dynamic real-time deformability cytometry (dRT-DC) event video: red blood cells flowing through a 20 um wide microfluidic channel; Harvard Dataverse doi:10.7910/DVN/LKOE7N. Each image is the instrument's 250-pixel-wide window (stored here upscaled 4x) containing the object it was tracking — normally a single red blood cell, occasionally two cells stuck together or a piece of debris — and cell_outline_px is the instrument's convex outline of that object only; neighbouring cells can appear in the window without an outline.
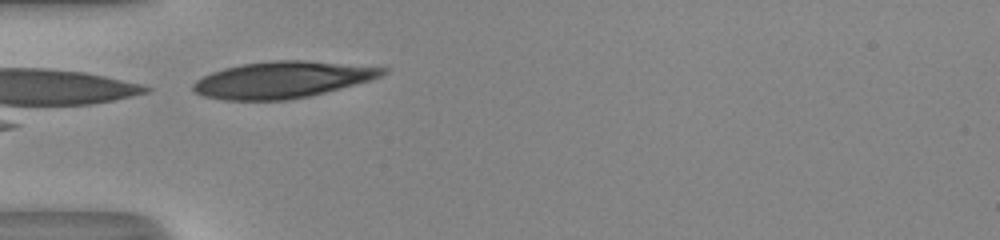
{"species": "human", "species_latin": "Homo sapiens", "temperature_condition": "room temperature", "stored_images_in_passage": 31, "camera_frame_rate_fps": 3000, "um_per_image_px": 0.085, "donor": {"sex": "male"}, "frame": {"image": 1, "passage_image": 1, "time_ms": 0.0, "image_size_px": [1000, 240], "cell_outline_px": [[388, 72], [380, 76], [368, 80], [340, 88], [308, 96], [288, 100], [224, 100], [204, 96], [196, 92], [192, 88], [192, 84], [196, 80], [212, 72], [224, 68], [240, 64], [268, 60], [300, 60], [388, 68]], "centroid_in_image_um": [23.94, 6.77], "position_along_channel_um": 61.1, "area_um2": 39.94}}
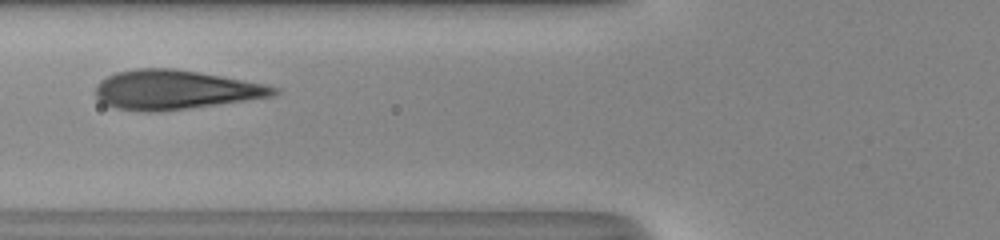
{"frame": {"image": 2, "passage_image": 5, "time_ms": 1.333, "image_size_px": [1000, 240], "cell_outline_px": [[280, 92], [272, 96], [188, 108], [156, 112], [144, 112], [116, 108], [104, 104], [96, 96], [96, 88], [100, 80], [116, 72], [136, 68], [172, 68], [220, 76], [264, 84], [280, 88]], "centroid_in_image_um": [14.84, 7.63], "position_along_channel_um": 111.0, "area_um2": 40.34}}
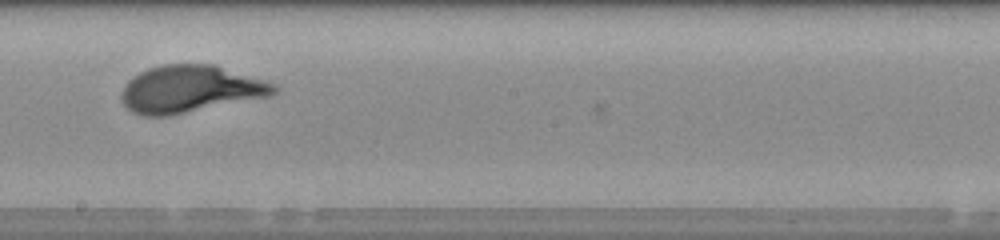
{"frame": {"image": 3, "passage_image": 14, "time_ms": 4.333, "image_size_px": [1000, 240], "cell_outline_px": [[276, 92], [272, 96], [172, 116], [144, 116], [132, 112], [124, 104], [120, 96], [124, 84], [128, 80], [140, 72], [148, 68], [164, 64], [216, 64], [276, 84]], "centroid_in_image_um": [16.18, 7.58], "position_along_channel_um": 232.0, "area_um2": 42.43}, "authors_computed_cell_mechanics": {"area_um2": 40.6334, "velocity_mm_per_s": 4.0477, "shape_relaxation_time_tau1_ms": 2.1823, "shape_relaxation_time_tau2_ms": null, "deformation_change_tau1": 0.1642, "deformation_change_tau2": null}}